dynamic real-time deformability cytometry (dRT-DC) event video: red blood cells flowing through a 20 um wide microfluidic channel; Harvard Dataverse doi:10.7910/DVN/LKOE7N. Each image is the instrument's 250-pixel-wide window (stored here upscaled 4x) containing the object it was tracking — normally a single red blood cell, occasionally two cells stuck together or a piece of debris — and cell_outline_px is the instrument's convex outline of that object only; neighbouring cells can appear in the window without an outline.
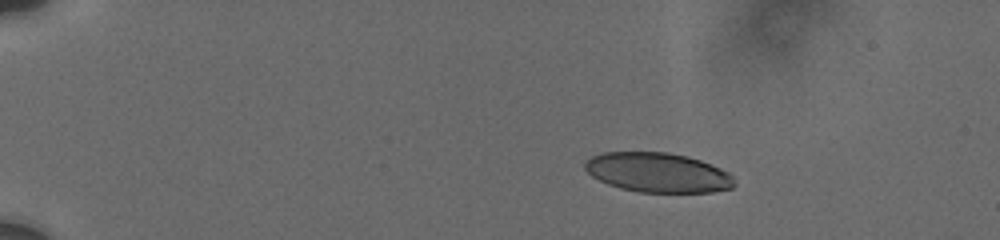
{"species": "human", "species_latin": "Homo sapiens", "temperature_condition": "cold", "stored_images_in_passage": 69, "camera_frame_rate_fps": 3000, "um_per_image_px": 0.085, "donor": {"sex": "male"}, "frame": {"image": 1, "passage_image": 1, "time_ms": 0.0, "image_size_px": [1000, 240], "cell_outline_px": [[736, 184], [732, 188], [712, 192], [640, 192], [620, 188], [608, 184], [592, 176], [584, 168], [584, 160], [592, 156], [604, 152], [668, 152], [688, 156], [700, 160], [720, 168], [728, 172], [732, 176]], "centroid_in_image_um": [55.91, 14.66], "position_along_channel_um": 29.1, "area_um2": 34.56}}
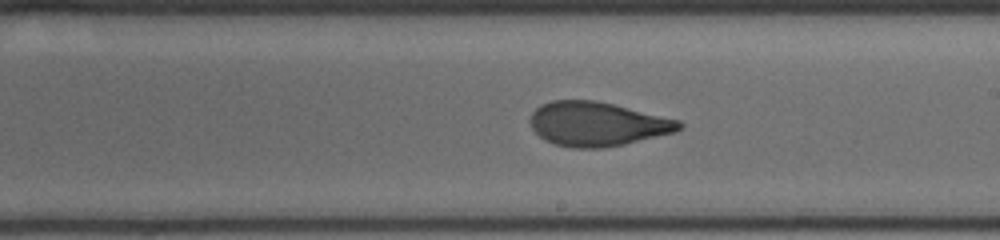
{"frame": {"image": 2, "passage_image": 39, "time_ms": 8.333, "image_size_px": [1000, 240], "cell_outline_px": [[684, 124], [676, 132], [624, 144], [604, 148], [572, 148], [556, 144], [544, 140], [532, 128], [532, 112], [540, 104], [552, 100], [596, 100], [680, 120]], "centroid_in_image_um": [50.78, 10.54], "position_along_channel_um": 238.2, "area_um2": 38.21}}
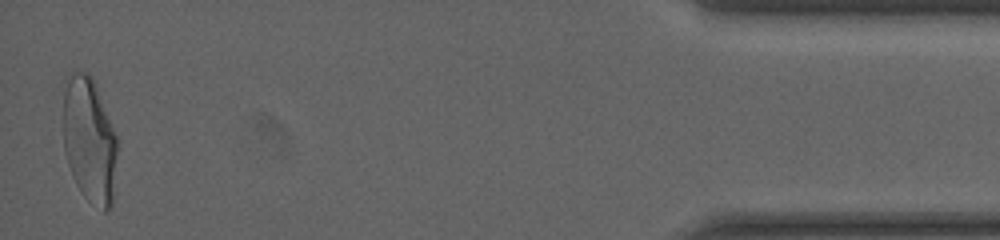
{"frame": {"image": 3, "passage_image": 68, "time_ms": 15.333, "image_size_px": [1000, 240], "cell_outline_px": [[116, 152], [112, 204], [104, 212], [88, 200], [80, 192], [72, 176], [68, 164], [64, 148], [64, 92], [68, 80], [72, 72], [88, 72], [92, 76], [116, 136]], "centroid_in_image_um": [7.59, 11.94], "position_along_channel_um": 427.6, "area_um2": 38.84}, "authors_computed_cell_mechanics": {"area_um2": 38.2636, "velocity_mm_per_s": 3.7391, "shape_relaxation_time_tau1_ms": 7.1721, "shape_relaxation_time_tau2_ms": 1.1391, "deformation_change_tau1": 0.2081, "deformation_change_tau2": 0.0829}}